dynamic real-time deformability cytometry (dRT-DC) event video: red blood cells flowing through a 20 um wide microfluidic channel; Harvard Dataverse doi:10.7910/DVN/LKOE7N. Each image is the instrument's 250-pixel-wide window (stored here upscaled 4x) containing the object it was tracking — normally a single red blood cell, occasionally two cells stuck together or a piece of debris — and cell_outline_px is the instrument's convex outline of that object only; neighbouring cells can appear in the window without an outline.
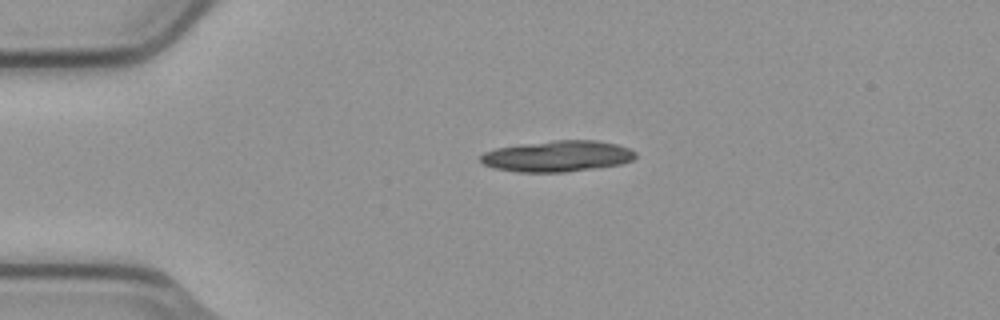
{"species": "common noctule bat (a hibernating species)", "species_latin": "Nyctalus noctula", "temperature_condition": "cold", "stored_images_in_passage": 2, "camera_frame_rate_fps": 3000, "um_per_image_px": 0.085, "animal": {"sex": "male", "body_mass_g": 23.1, "forearm_length_mm": 52.7}, "frame": {"image": 1, "passage_image": 2, "time_ms": 0.333, "image_size_px": [1000, 320], "cell_outline_px": [[636, 156], [632, 160], [620, 164], [596, 168], [564, 172], [516, 172], [492, 168], [484, 164], [480, 160], [480, 156], [484, 152], [496, 148], [520, 144], [552, 140], [596, 140], [616, 144], [628, 148], [636, 152]], "centroid_in_image_um": [47.35, 13.27], "position_along_channel_um": 37.6, "area_um2": 28.15}}